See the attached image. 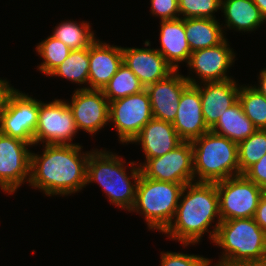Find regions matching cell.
Returning a JSON list of instances; mask_svg holds the SVG:
<instances>
[{
  "label": "cell",
  "mask_w": 266,
  "mask_h": 266,
  "mask_svg": "<svg viewBox=\"0 0 266 266\" xmlns=\"http://www.w3.org/2000/svg\"><path fill=\"white\" fill-rule=\"evenodd\" d=\"M41 154L31 152L30 180L32 188L47 196L69 195L87 186V163L92 151L82 152L73 145L43 144Z\"/></svg>",
  "instance_id": "obj_1"
},
{
  "label": "cell",
  "mask_w": 266,
  "mask_h": 266,
  "mask_svg": "<svg viewBox=\"0 0 266 266\" xmlns=\"http://www.w3.org/2000/svg\"><path fill=\"white\" fill-rule=\"evenodd\" d=\"M216 218L209 234L212 242L221 222L217 187L215 183L192 182L184 186L174 219L163 234L185 247L194 245L200 243L205 232L209 233L208 228Z\"/></svg>",
  "instance_id": "obj_2"
},
{
  "label": "cell",
  "mask_w": 266,
  "mask_h": 266,
  "mask_svg": "<svg viewBox=\"0 0 266 266\" xmlns=\"http://www.w3.org/2000/svg\"><path fill=\"white\" fill-rule=\"evenodd\" d=\"M125 163L115 153L105 149H93L88 157L86 184L93 183V181L97 182L101 185L111 204L130 211L135 203L136 188L141 170L136 162L132 161L129 163L131 165L129 176L126 172Z\"/></svg>",
  "instance_id": "obj_3"
},
{
  "label": "cell",
  "mask_w": 266,
  "mask_h": 266,
  "mask_svg": "<svg viewBox=\"0 0 266 266\" xmlns=\"http://www.w3.org/2000/svg\"><path fill=\"white\" fill-rule=\"evenodd\" d=\"M213 243L224 250L214 266L266 261V232L253 218L221 221Z\"/></svg>",
  "instance_id": "obj_4"
},
{
  "label": "cell",
  "mask_w": 266,
  "mask_h": 266,
  "mask_svg": "<svg viewBox=\"0 0 266 266\" xmlns=\"http://www.w3.org/2000/svg\"><path fill=\"white\" fill-rule=\"evenodd\" d=\"M191 144L195 182L216 183L240 175L238 143L209 131Z\"/></svg>",
  "instance_id": "obj_5"
},
{
  "label": "cell",
  "mask_w": 266,
  "mask_h": 266,
  "mask_svg": "<svg viewBox=\"0 0 266 266\" xmlns=\"http://www.w3.org/2000/svg\"><path fill=\"white\" fill-rule=\"evenodd\" d=\"M185 184L157 181L142 174L131 212L143 214L149 230L163 233L174 219Z\"/></svg>",
  "instance_id": "obj_6"
},
{
  "label": "cell",
  "mask_w": 266,
  "mask_h": 266,
  "mask_svg": "<svg viewBox=\"0 0 266 266\" xmlns=\"http://www.w3.org/2000/svg\"><path fill=\"white\" fill-rule=\"evenodd\" d=\"M221 221L253 218L265 191L244 174L216 182Z\"/></svg>",
  "instance_id": "obj_7"
},
{
  "label": "cell",
  "mask_w": 266,
  "mask_h": 266,
  "mask_svg": "<svg viewBox=\"0 0 266 266\" xmlns=\"http://www.w3.org/2000/svg\"><path fill=\"white\" fill-rule=\"evenodd\" d=\"M152 118L150 97L146 89L110 102L109 122L114 124L122 144L132 142Z\"/></svg>",
  "instance_id": "obj_8"
},
{
  "label": "cell",
  "mask_w": 266,
  "mask_h": 266,
  "mask_svg": "<svg viewBox=\"0 0 266 266\" xmlns=\"http://www.w3.org/2000/svg\"><path fill=\"white\" fill-rule=\"evenodd\" d=\"M78 132L72 111L67 101L54 99L50 103L39 101L38 124L34 134V145H73V137Z\"/></svg>",
  "instance_id": "obj_9"
},
{
  "label": "cell",
  "mask_w": 266,
  "mask_h": 266,
  "mask_svg": "<svg viewBox=\"0 0 266 266\" xmlns=\"http://www.w3.org/2000/svg\"><path fill=\"white\" fill-rule=\"evenodd\" d=\"M144 161V163L139 164L141 174L144 177L185 185L195 182L193 150L190 141H183L163 156Z\"/></svg>",
  "instance_id": "obj_10"
},
{
  "label": "cell",
  "mask_w": 266,
  "mask_h": 266,
  "mask_svg": "<svg viewBox=\"0 0 266 266\" xmlns=\"http://www.w3.org/2000/svg\"><path fill=\"white\" fill-rule=\"evenodd\" d=\"M39 101L16 89L0 114V133L34 145Z\"/></svg>",
  "instance_id": "obj_11"
},
{
  "label": "cell",
  "mask_w": 266,
  "mask_h": 266,
  "mask_svg": "<svg viewBox=\"0 0 266 266\" xmlns=\"http://www.w3.org/2000/svg\"><path fill=\"white\" fill-rule=\"evenodd\" d=\"M31 144L0 133V189L14 193L30 180Z\"/></svg>",
  "instance_id": "obj_12"
},
{
  "label": "cell",
  "mask_w": 266,
  "mask_h": 266,
  "mask_svg": "<svg viewBox=\"0 0 266 266\" xmlns=\"http://www.w3.org/2000/svg\"><path fill=\"white\" fill-rule=\"evenodd\" d=\"M67 104L78 131L93 135L109 124L110 102L102 90L77 88Z\"/></svg>",
  "instance_id": "obj_13"
},
{
  "label": "cell",
  "mask_w": 266,
  "mask_h": 266,
  "mask_svg": "<svg viewBox=\"0 0 266 266\" xmlns=\"http://www.w3.org/2000/svg\"><path fill=\"white\" fill-rule=\"evenodd\" d=\"M225 38L220 44L193 51L187 67L201 79L200 83L233 79L227 70L233 65L235 53Z\"/></svg>",
  "instance_id": "obj_14"
},
{
  "label": "cell",
  "mask_w": 266,
  "mask_h": 266,
  "mask_svg": "<svg viewBox=\"0 0 266 266\" xmlns=\"http://www.w3.org/2000/svg\"><path fill=\"white\" fill-rule=\"evenodd\" d=\"M184 77L200 91L202 114L209 129L216 124L225 110L238 101L240 86L234 79L205 82L199 85L197 84L199 81H196L193 77L191 78L189 75Z\"/></svg>",
  "instance_id": "obj_15"
},
{
  "label": "cell",
  "mask_w": 266,
  "mask_h": 266,
  "mask_svg": "<svg viewBox=\"0 0 266 266\" xmlns=\"http://www.w3.org/2000/svg\"><path fill=\"white\" fill-rule=\"evenodd\" d=\"M146 48L122 47L123 63L138 77L146 88L171 74L174 69L156 49L150 48V42L145 41ZM149 46V48H147Z\"/></svg>",
  "instance_id": "obj_16"
},
{
  "label": "cell",
  "mask_w": 266,
  "mask_h": 266,
  "mask_svg": "<svg viewBox=\"0 0 266 266\" xmlns=\"http://www.w3.org/2000/svg\"><path fill=\"white\" fill-rule=\"evenodd\" d=\"M178 70H174L166 78L148 85L147 90L152 108L153 118L173 122L183 90L190 84Z\"/></svg>",
  "instance_id": "obj_17"
},
{
  "label": "cell",
  "mask_w": 266,
  "mask_h": 266,
  "mask_svg": "<svg viewBox=\"0 0 266 266\" xmlns=\"http://www.w3.org/2000/svg\"><path fill=\"white\" fill-rule=\"evenodd\" d=\"M183 141H193L210 129L205 124L199 89L189 84L182 92L176 117L172 122Z\"/></svg>",
  "instance_id": "obj_18"
},
{
  "label": "cell",
  "mask_w": 266,
  "mask_h": 266,
  "mask_svg": "<svg viewBox=\"0 0 266 266\" xmlns=\"http://www.w3.org/2000/svg\"><path fill=\"white\" fill-rule=\"evenodd\" d=\"M102 42L96 39L89 46V87L83 89L103 90L123 63L122 47Z\"/></svg>",
  "instance_id": "obj_19"
},
{
  "label": "cell",
  "mask_w": 266,
  "mask_h": 266,
  "mask_svg": "<svg viewBox=\"0 0 266 266\" xmlns=\"http://www.w3.org/2000/svg\"><path fill=\"white\" fill-rule=\"evenodd\" d=\"M182 142L171 122L152 118L131 143L141 144L145 159H150L165 155Z\"/></svg>",
  "instance_id": "obj_20"
},
{
  "label": "cell",
  "mask_w": 266,
  "mask_h": 266,
  "mask_svg": "<svg viewBox=\"0 0 266 266\" xmlns=\"http://www.w3.org/2000/svg\"><path fill=\"white\" fill-rule=\"evenodd\" d=\"M160 47L158 52L174 69H179V63H188L191 50L185 35V19L160 21Z\"/></svg>",
  "instance_id": "obj_21"
},
{
  "label": "cell",
  "mask_w": 266,
  "mask_h": 266,
  "mask_svg": "<svg viewBox=\"0 0 266 266\" xmlns=\"http://www.w3.org/2000/svg\"><path fill=\"white\" fill-rule=\"evenodd\" d=\"M221 11L225 18V30L232 28L239 32H252L266 22L253 0H221Z\"/></svg>",
  "instance_id": "obj_22"
},
{
  "label": "cell",
  "mask_w": 266,
  "mask_h": 266,
  "mask_svg": "<svg viewBox=\"0 0 266 266\" xmlns=\"http://www.w3.org/2000/svg\"><path fill=\"white\" fill-rule=\"evenodd\" d=\"M218 21L210 18L185 19V35L191 52L216 46L225 39V31Z\"/></svg>",
  "instance_id": "obj_23"
},
{
  "label": "cell",
  "mask_w": 266,
  "mask_h": 266,
  "mask_svg": "<svg viewBox=\"0 0 266 266\" xmlns=\"http://www.w3.org/2000/svg\"><path fill=\"white\" fill-rule=\"evenodd\" d=\"M256 130L257 128L245 115L239 101L225 110V113L219 117L216 124L210 129L211 132L236 143L245 140Z\"/></svg>",
  "instance_id": "obj_24"
},
{
  "label": "cell",
  "mask_w": 266,
  "mask_h": 266,
  "mask_svg": "<svg viewBox=\"0 0 266 266\" xmlns=\"http://www.w3.org/2000/svg\"><path fill=\"white\" fill-rule=\"evenodd\" d=\"M49 76L62 77L78 85H88L89 47L71 50L67 58Z\"/></svg>",
  "instance_id": "obj_25"
},
{
  "label": "cell",
  "mask_w": 266,
  "mask_h": 266,
  "mask_svg": "<svg viewBox=\"0 0 266 266\" xmlns=\"http://www.w3.org/2000/svg\"><path fill=\"white\" fill-rule=\"evenodd\" d=\"M90 28V23L87 21H82L80 24L70 20L62 21L55 30L53 29L51 36L61 40L72 50L86 49L96 40L95 34Z\"/></svg>",
  "instance_id": "obj_26"
},
{
  "label": "cell",
  "mask_w": 266,
  "mask_h": 266,
  "mask_svg": "<svg viewBox=\"0 0 266 266\" xmlns=\"http://www.w3.org/2000/svg\"><path fill=\"white\" fill-rule=\"evenodd\" d=\"M144 89L145 87L140 83L138 77L122 63L102 91L108 101L111 102L139 93Z\"/></svg>",
  "instance_id": "obj_27"
},
{
  "label": "cell",
  "mask_w": 266,
  "mask_h": 266,
  "mask_svg": "<svg viewBox=\"0 0 266 266\" xmlns=\"http://www.w3.org/2000/svg\"><path fill=\"white\" fill-rule=\"evenodd\" d=\"M238 101L254 126L266 129V97L251 85H241Z\"/></svg>",
  "instance_id": "obj_28"
},
{
  "label": "cell",
  "mask_w": 266,
  "mask_h": 266,
  "mask_svg": "<svg viewBox=\"0 0 266 266\" xmlns=\"http://www.w3.org/2000/svg\"><path fill=\"white\" fill-rule=\"evenodd\" d=\"M266 154V129H257L252 135L238 143V163L240 174Z\"/></svg>",
  "instance_id": "obj_29"
},
{
  "label": "cell",
  "mask_w": 266,
  "mask_h": 266,
  "mask_svg": "<svg viewBox=\"0 0 266 266\" xmlns=\"http://www.w3.org/2000/svg\"><path fill=\"white\" fill-rule=\"evenodd\" d=\"M71 48L53 36L47 37L36 46V51L42 58L38 70L50 75L69 55Z\"/></svg>",
  "instance_id": "obj_30"
},
{
  "label": "cell",
  "mask_w": 266,
  "mask_h": 266,
  "mask_svg": "<svg viewBox=\"0 0 266 266\" xmlns=\"http://www.w3.org/2000/svg\"><path fill=\"white\" fill-rule=\"evenodd\" d=\"M180 18L216 19L215 12L221 9V0H178Z\"/></svg>",
  "instance_id": "obj_31"
},
{
  "label": "cell",
  "mask_w": 266,
  "mask_h": 266,
  "mask_svg": "<svg viewBox=\"0 0 266 266\" xmlns=\"http://www.w3.org/2000/svg\"><path fill=\"white\" fill-rule=\"evenodd\" d=\"M160 266H211L212 260L200 255L161 252Z\"/></svg>",
  "instance_id": "obj_32"
},
{
  "label": "cell",
  "mask_w": 266,
  "mask_h": 266,
  "mask_svg": "<svg viewBox=\"0 0 266 266\" xmlns=\"http://www.w3.org/2000/svg\"><path fill=\"white\" fill-rule=\"evenodd\" d=\"M150 1H151V7H150L151 14L153 16L156 15L160 17L161 21L180 18L178 0H150Z\"/></svg>",
  "instance_id": "obj_33"
},
{
  "label": "cell",
  "mask_w": 266,
  "mask_h": 266,
  "mask_svg": "<svg viewBox=\"0 0 266 266\" xmlns=\"http://www.w3.org/2000/svg\"><path fill=\"white\" fill-rule=\"evenodd\" d=\"M244 175L258 185L261 189L266 191V154L252 165Z\"/></svg>",
  "instance_id": "obj_34"
},
{
  "label": "cell",
  "mask_w": 266,
  "mask_h": 266,
  "mask_svg": "<svg viewBox=\"0 0 266 266\" xmlns=\"http://www.w3.org/2000/svg\"><path fill=\"white\" fill-rule=\"evenodd\" d=\"M253 219L266 232V193L261 197Z\"/></svg>",
  "instance_id": "obj_35"
},
{
  "label": "cell",
  "mask_w": 266,
  "mask_h": 266,
  "mask_svg": "<svg viewBox=\"0 0 266 266\" xmlns=\"http://www.w3.org/2000/svg\"><path fill=\"white\" fill-rule=\"evenodd\" d=\"M16 89L9 84L7 79H0V114L5 108L7 101L10 97V95L15 91Z\"/></svg>",
  "instance_id": "obj_36"
},
{
  "label": "cell",
  "mask_w": 266,
  "mask_h": 266,
  "mask_svg": "<svg viewBox=\"0 0 266 266\" xmlns=\"http://www.w3.org/2000/svg\"><path fill=\"white\" fill-rule=\"evenodd\" d=\"M259 85L253 86L256 90H258L263 96L266 97V68L260 71V74L258 76Z\"/></svg>",
  "instance_id": "obj_37"
},
{
  "label": "cell",
  "mask_w": 266,
  "mask_h": 266,
  "mask_svg": "<svg viewBox=\"0 0 266 266\" xmlns=\"http://www.w3.org/2000/svg\"><path fill=\"white\" fill-rule=\"evenodd\" d=\"M254 4L259 8L261 15L266 20V0H253Z\"/></svg>",
  "instance_id": "obj_38"
},
{
  "label": "cell",
  "mask_w": 266,
  "mask_h": 266,
  "mask_svg": "<svg viewBox=\"0 0 266 266\" xmlns=\"http://www.w3.org/2000/svg\"><path fill=\"white\" fill-rule=\"evenodd\" d=\"M236 266H266V261L264 262H253V263H242Z\"/></svg>",
  "instance_id": "obj_39"
}]
</instances>
